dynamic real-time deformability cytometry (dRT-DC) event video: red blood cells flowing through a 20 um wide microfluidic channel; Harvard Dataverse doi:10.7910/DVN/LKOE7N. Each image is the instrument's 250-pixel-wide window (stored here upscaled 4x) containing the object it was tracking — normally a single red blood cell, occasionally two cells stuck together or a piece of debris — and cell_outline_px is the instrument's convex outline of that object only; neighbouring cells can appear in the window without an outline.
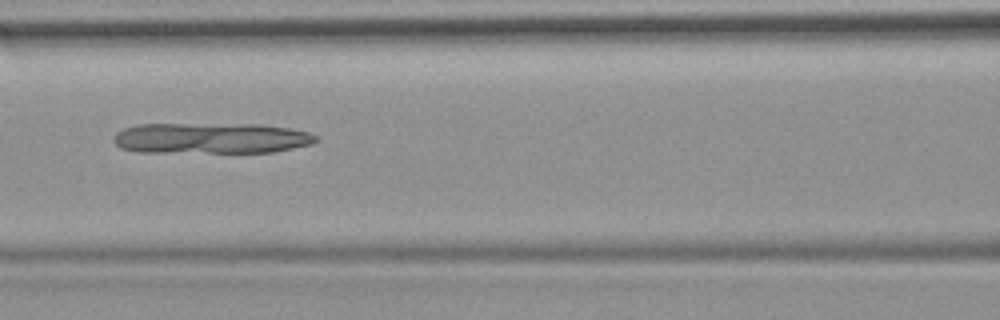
{"species": "common noctule bat (a hibernating species)", "species_latin": "Nyctalus noctula", "temperature_condition": "room temperature", "stored_images_in_passage": 6, "camera_frame_rate_fps": 3000, "um_per_image_px": 0.085, "animal": {"sex": "female", "body_mass_g": 19.9}, "frame": {"image": 1, "passage_image": 6, "time_ms": 5.667, "image_size_px": [1000, 320], "cell_outline_px": [[320, 140], [312, 144], [272, 152], [136, 152], [120, 148], [112, 140], [112, 136], [116, 132], [124, 128], [136, 124], [256, 124], [288, 128], [308, 132], [316, 136]], "centroid_in_image_um": [17.88, 11.74], "position_along_channel_um": 148.7, "area_um2": 36.53}}